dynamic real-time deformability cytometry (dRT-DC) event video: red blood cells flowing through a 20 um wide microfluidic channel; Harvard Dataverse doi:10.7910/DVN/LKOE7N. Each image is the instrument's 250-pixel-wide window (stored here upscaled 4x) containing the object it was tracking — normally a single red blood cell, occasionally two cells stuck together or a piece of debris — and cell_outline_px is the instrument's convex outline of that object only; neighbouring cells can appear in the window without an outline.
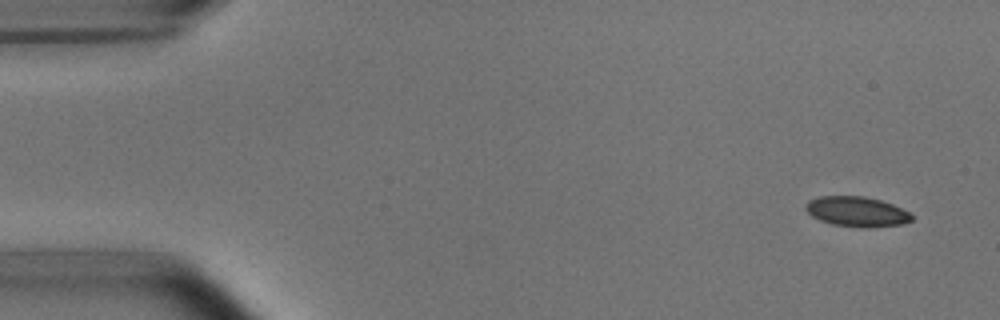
{"species": "common noctule bat (a hibernating species)", "species_latin": "Nyctalus noctula", "temperature_condition": "room temperature", "stored_images_in_passage": 6, "camera_frame_rate_fps": 3000, "um_per_image_px": 0.085, "animal": {"sex": "male", "body_mass_g": 15.6}, "frame": {"image": 1, "passage_image": 1, "time_ms": 0.0, "image_size_px": [1000, 320], "cell_outline_px": [[912, 220], [904, 224], [868, 228], [860, 228], [832, 224], [820, 220], [812, 216], [804, 208], [804, 204], [808, 200], [820, 196], [864, 196], [880, 200], [892, 204], [912, 212]], "centroid_in_image_um": [72.84, 17.99], "position_along_channel_um": 12.2, "area_um2": 18.84}}
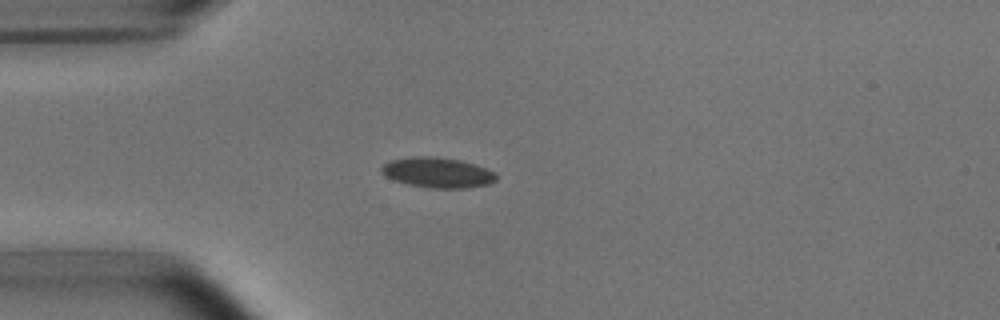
{"frame": {"image": 2, "passage_image": 4, "time_ms": 3.667, "image_size_px": [1000, 320], "cell_outline_px": [[496, 180], [488, 184], [468, 188], [432, 188], [408, 184], [392, 180], [384, 176], [380, 172], [380, 168], [384, 164], [392, 160], [416, 156], [428, 156], [460, 160], [476, 164], [488, 168], [496, 172]], "centroid_in_image_um": [37.2, 14.67], "position_along_channel_um": 47.8, "area_um2": 20.35}}